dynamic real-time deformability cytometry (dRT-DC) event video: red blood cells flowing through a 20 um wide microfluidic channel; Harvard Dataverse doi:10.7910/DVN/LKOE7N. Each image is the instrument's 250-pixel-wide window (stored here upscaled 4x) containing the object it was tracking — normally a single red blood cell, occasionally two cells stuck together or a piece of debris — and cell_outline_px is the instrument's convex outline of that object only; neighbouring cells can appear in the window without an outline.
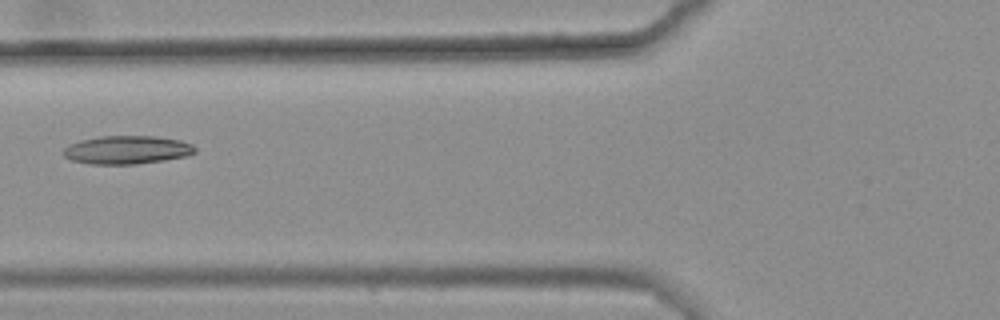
{"species": "common noctule bat (a hibernating species)", "species_latin": "Nyctalus noctula", "temperature_condition": "warm", "stored_images_in_passage": 6, "camera_frame_rate_fps": 3000, "um_per_image_px": 0.085, "animal": {"sex": "female", "body_mass_g": 25.1}, "frame": {"image": 1, "passage_image": 6, "time_ms": 1.667, "image_size_px": [1000, 320], "cell_outline_px": [[196, 152], [188, 156], [164, 160], [136, 164], [88, 164], [72, 160], [64, 156], [60, 152], [68, 144], [80, 140], [100, 136], [156, 136], [180, 140], [192, 144], [196, 148]], "centroid_in_image_um": [10.77, 12.74], "position_along_channel_um": 115.0, "area_um2": 21.96}}